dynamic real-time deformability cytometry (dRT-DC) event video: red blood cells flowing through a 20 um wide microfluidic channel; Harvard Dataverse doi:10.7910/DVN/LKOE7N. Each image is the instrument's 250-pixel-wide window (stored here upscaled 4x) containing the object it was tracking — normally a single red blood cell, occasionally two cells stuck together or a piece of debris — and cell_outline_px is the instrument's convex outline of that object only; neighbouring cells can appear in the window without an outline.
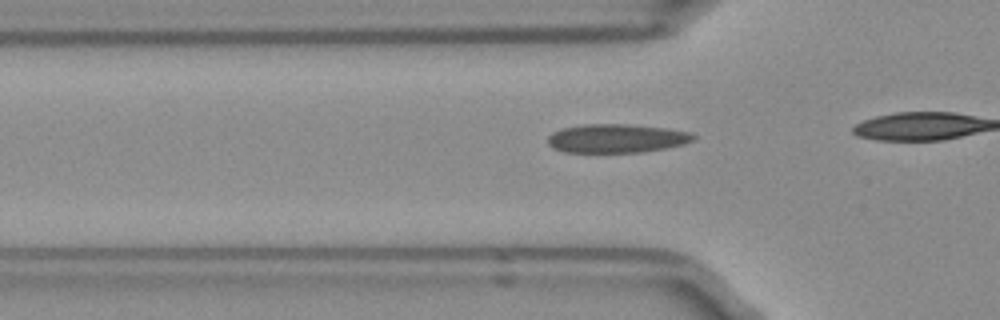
{"species": "Egyptian fruit bat (a non-hibernating species)", "species_latin": "Rousettus aegyptiacus", "temperature_condition": "room temperature", "stored_images_in_passage": 16, "camera_frame_rate_fps": 3000, "um_per_image_px": 0.085, "frame": {"image": 1, "passage_image": 5, "time_ms": 1.333, "image_size_px": [1000, 320], "cell_outline_px": [[696, 136], [692, 140], [684, 144], [664, 148], [640, 152], [564, 152], [552, 148], [548, 144], [548, 136], [552, 132], [560, 128], [584, 124], [628, 124], [664, 128], [688, 132]], "centroid_in_image_um": [52.34, 11.76], "position_along_channel_um": 73.5, "area_um2": 24.28}}